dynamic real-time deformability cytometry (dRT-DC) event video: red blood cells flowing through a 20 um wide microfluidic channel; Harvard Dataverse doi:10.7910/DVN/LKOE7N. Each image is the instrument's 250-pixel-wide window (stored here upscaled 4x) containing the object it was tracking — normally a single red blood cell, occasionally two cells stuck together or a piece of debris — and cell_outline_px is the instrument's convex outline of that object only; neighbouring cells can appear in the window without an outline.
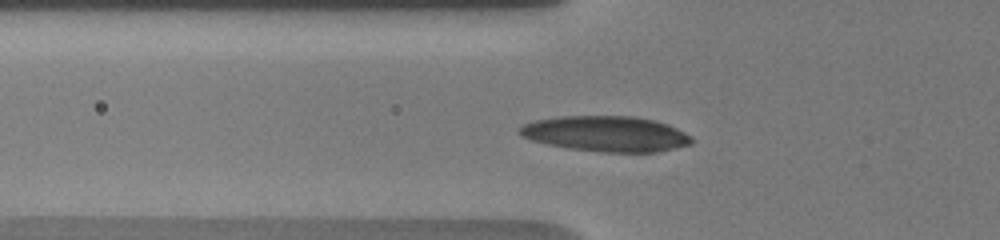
{"species": "human", "species_latin": "Homo sapiens", "temperature_condition": "warm", "stored_images_in_passage": 32, "camera_frame_rate_fps": 3000, "um_per_image_px": 0.085, "donor": {"sex": "male"}, "frame": {"image": 1, "passage_image": 2, "time_ms": 0.333, "image_size_px": [1000, 240], "cell_outline_px": [[692, 144], [656, 152], [604, 152], [568, 148], [544, 144], [532, 140], [524, 136], [516, 128], [532, 120], [556, 116], [636, 116], [656, 120], [668, 124], [692, 136]], "centroid_in_image_um": [51.5, 11.36], "position_along_channel_um": 74.3, "area_um2": 35.84}}
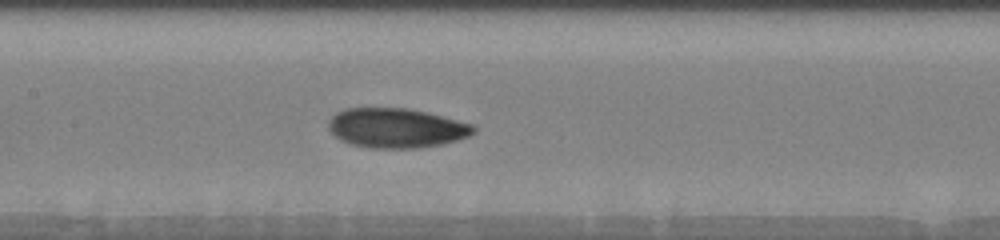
{"frame": {"image": 2, "passage_image": 10, "time_ms": 3.0, "image_size_px": [1000, 240], "cell_outline_px": [[476, 132], [468, 136], [444, 144], [420, 148], [368, 148], [352, 144], [340, 140], [328, 128], [328, 120], [336, 112], [344, 108], [408, 108], [472, 124], [476, 128]], "centroid_in_image_um": [33.66, 10.89], "position_along_channel_um": 173.7, "area_um2": 33.47}}
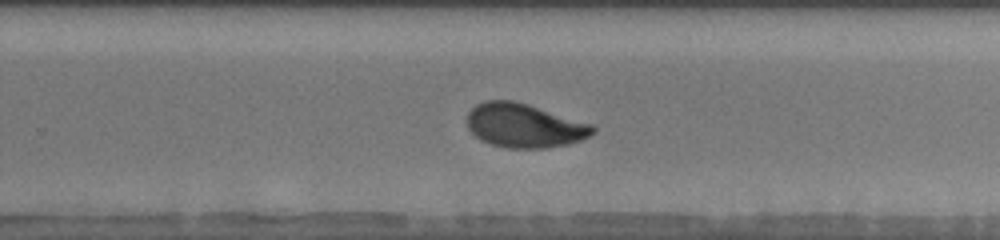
{"frame": {"image": 3, "passage_image": 16, "time_ms": 6.0, "image_size_px": [1000, 240], "cell_outline_px": [[596, 132], [580, 140], [568, 144], [544, 148], [508, 148], [492, 144], [480, 140], [468, 128], [468, 112], [476, 104], [484, 100], [512, 100], [528, 104], [592, 124], [596, 128]], "centroid_in_image_um": [44.56, 10.67], "position_along_channel_um": 285.2, "area_um2": 32.14}, "authors_computed_cell_mechanics": {"area_um2": 32.8015, "velocity_mm_per_s": 3.736, "shape_relaxation_time_tau1_ms": 4.1046, "shape_relaxation_time_tau2_ms": 1.979, "deformation_change_tau1": 0.1649, "deformation_change_tau2": 0.0666}}